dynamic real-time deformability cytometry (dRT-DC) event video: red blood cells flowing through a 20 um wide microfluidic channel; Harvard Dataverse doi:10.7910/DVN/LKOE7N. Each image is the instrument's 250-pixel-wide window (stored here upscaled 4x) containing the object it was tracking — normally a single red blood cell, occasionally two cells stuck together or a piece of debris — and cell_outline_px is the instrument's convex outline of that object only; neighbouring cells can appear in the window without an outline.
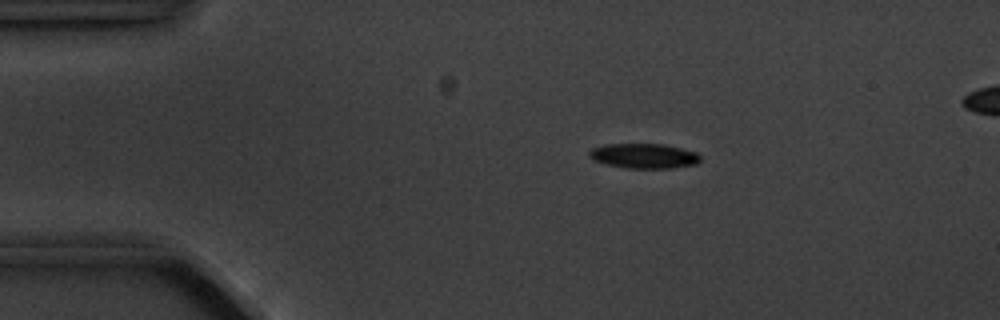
{"species": "common noctule bat (a hibernating species)", "species_latin": "Nyctalus noctula", "temperature_condition": "cold", "stored_images_in_passage": 5, "camera_frame_rate_fps": 3000, "um_per_image_px": 0.085, "animal": {"sex": "male", "body_mass_g": 20.1, "forearm_length_mm": 53.5}, "frame": {"image": 1, "passage_image": 3, "time_ms": 2.333, "image_size_px": [1000, 320], "cell_outline_px": [[700, 160], [696, 164], [668, 168], [628, 168], [604, 164], [592, 160], [588, 156], [588, 152], [592, 148], [608, 144], [664, 144], [696, 152], [700, 156]], "centroid_in_image_um": [54.69, 13.25], "position_along_channel_um": 30.3, "area_um2": 16.07}}